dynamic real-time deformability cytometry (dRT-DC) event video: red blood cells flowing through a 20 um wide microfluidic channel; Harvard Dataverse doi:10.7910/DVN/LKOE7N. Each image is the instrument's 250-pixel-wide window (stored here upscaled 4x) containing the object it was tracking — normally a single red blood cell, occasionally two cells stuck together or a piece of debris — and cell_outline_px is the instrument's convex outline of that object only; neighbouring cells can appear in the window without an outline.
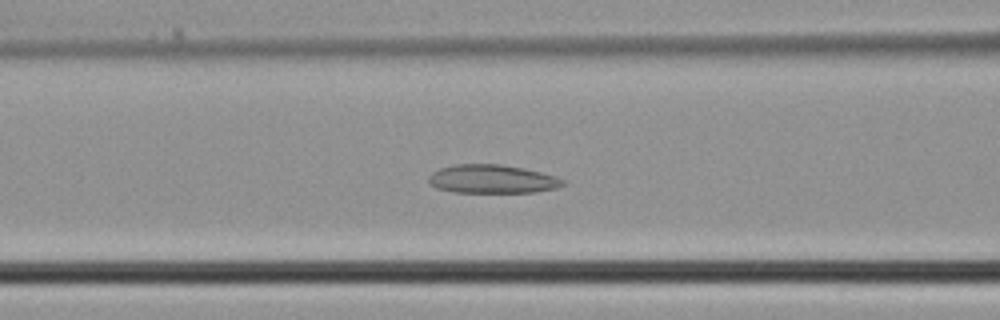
{"species": "common noctule bat (a hibernating species)", "species_latin": "Nyctalus noctula", "temperature_condition": "cold", "stored_images_in_passage": 39, "camera_frame_rate_fps": 3000, "um_per_image_px": 0.085, "animal": {"sex": "male", "body_mass_g": 21.5, "forearm_length_mm": 52.0}, "frame": {"image": 1, "passage_image": 15, "time_ms": 4.667, "image_size_px": [1000, 320], "cell_outline_px": [[568, 184], [556, 188], [536, 192], [452, 192], [436, 188], [428, 180], [428, 176], [432, 172], [440, 168], [452, 164], [500, 164], [524, 168], [540, 172], [564, 180]], "centroid_in_image_um": [41.82, 15.22], "position_along_channel_um": 124.8, "area_um2": 22.37}}
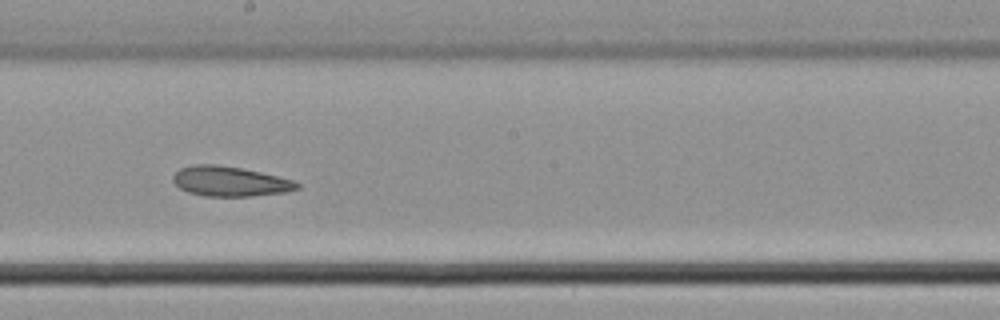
{"frame": {"image": 2, "passage_image": 21, "time_ms": 6.667, "image_size_px": [1000, 320], "cell_outline_px": [[300, 188], [288, 192], [252, 196], [204, 196], [188, 192], [180, 188], [172, 180], [172, 176], [180, 168], [192, 164], [216, 164], [240, 168], [260, 172], [292, 180], [300, 184]], "centroid_in_image_um": [19.53, 15.42], "position_along_channel_um": 228.7, "area_um2": 21.62}}
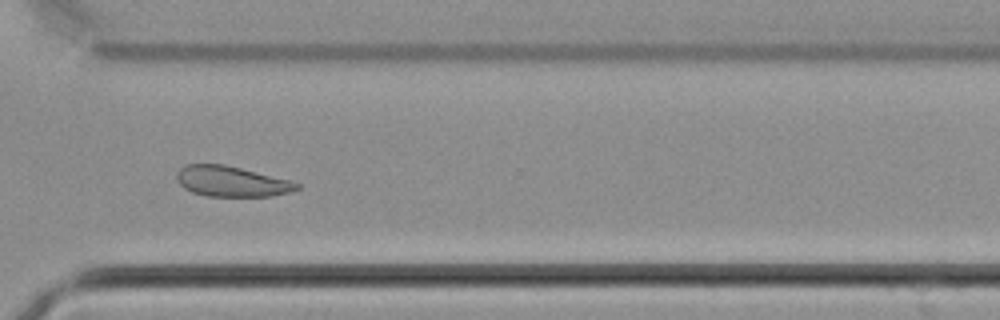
{"frame": {"image": 3, "passage_image": 28, "time_ms": 9.0, "image_size_px": [1000, 320], "cell_outline_px": [[300, 188], [288, 192], [272, 196], [208, 196], [192, 192], [184, 188], [176, 180], [176, 172], [184, 164], [224, 164], [288, 180], [300, 184]], "centroid_in_image_um": [19.62, 15.42], "position_along_channel_um": 351.0, "area_um2": 21.15}}